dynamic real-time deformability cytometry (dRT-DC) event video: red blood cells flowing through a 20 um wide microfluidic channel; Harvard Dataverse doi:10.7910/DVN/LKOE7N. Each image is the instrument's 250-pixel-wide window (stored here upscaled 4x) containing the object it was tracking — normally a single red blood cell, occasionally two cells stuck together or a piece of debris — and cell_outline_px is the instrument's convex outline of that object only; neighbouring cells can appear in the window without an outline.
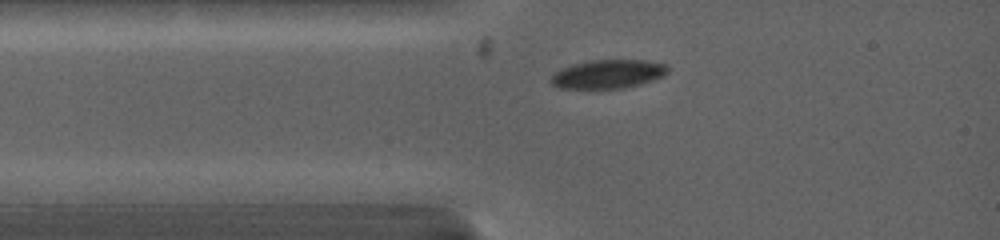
{"species": "common noctule bat (a hibernating species)", "species_latin": "Nyctalus noctula", "temperature_condition": "warm", "stored_images_in_passage": 3, "camera_frame_rate_fps": 5000, "um_per_image_px": 0.085, "animal": {"sex": "female", "body_mass_g": 19.0, "forearm_length_mm": 53.3}, "frame": {"image": 1, "passage_image": 3, "time_ms": 1.6, "image_size_px": [1000, 240], "cell_outline_px": [[668, 72], [664, 76], [640, 84], [624, 88], [560, 88], [552, 84], [548, 80], [552, 72], [572, 64], [592, 60], [644, 60], [668, 64]], "centroid_in_image_um": [51.66, 6.29], "position_along_channel_um": 33.3, "area_um2": 19.71}}